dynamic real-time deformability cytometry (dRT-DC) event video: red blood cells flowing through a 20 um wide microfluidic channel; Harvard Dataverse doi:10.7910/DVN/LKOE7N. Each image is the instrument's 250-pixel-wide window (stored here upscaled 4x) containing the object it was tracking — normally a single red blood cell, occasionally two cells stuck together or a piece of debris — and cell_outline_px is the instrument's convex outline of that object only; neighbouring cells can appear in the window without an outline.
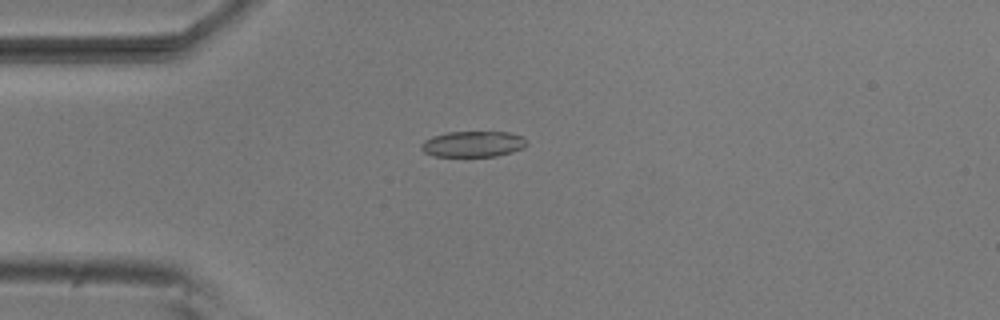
{"species": "common noctule bat (a hibernating species)", "species_latin": "Nyctalus noctula", "temperature_condition": "room temperature", "stored_images_in_passage": 7, "camera_frame_rate_fps": 3000, "um_per_image_px": 0.085, "animal": {"sex": "male", "body_mass_g": 20.5, "forearm_length_mm": 52.5}, "frame": {"image": 1, "passage_image": 4, "time_ms": 1.0, "image_size_px": [1000, 320], "cell_outline_px": [[528, 144], [524, 148], [512, 152], [496, 156], [432, 156], [424, 152], [420, 148], [420, 144], [424, 140], [432, 136], [448, 132], [508, 132], [524, 136], [528, 140]], "centroid_in_image_um": [40.23, 12.24], "position_along_channel_um": 44.8, "area_um2": 16.13}}
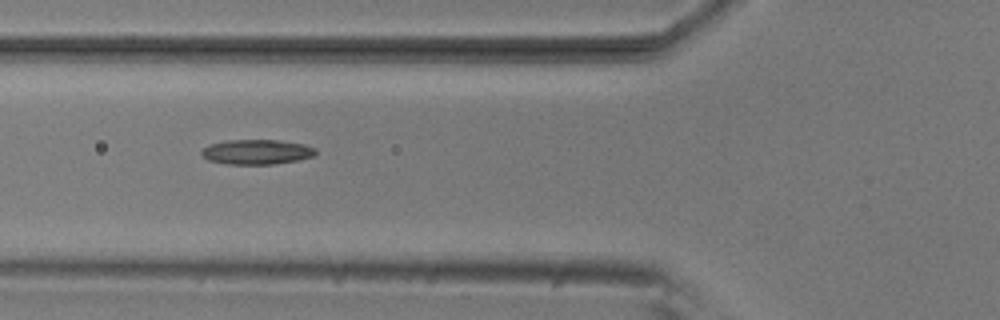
{"frame": {"image": 2, "passage_image": 6, "time_ms": 1.667, "image_size_px": [1000, 320], "cell_outline_px": [[316, 152], [312, 156], [296, 160], [272, 164], [228, 164], [208, 160], [200, 152], [208, 144], [228, 140], [280, 140], [304, 144], [316, 148]], "centroid_in_image_um": [21.81, 12.9], "position_along_channel_um": 104.0, "area_um2": 16.42}}
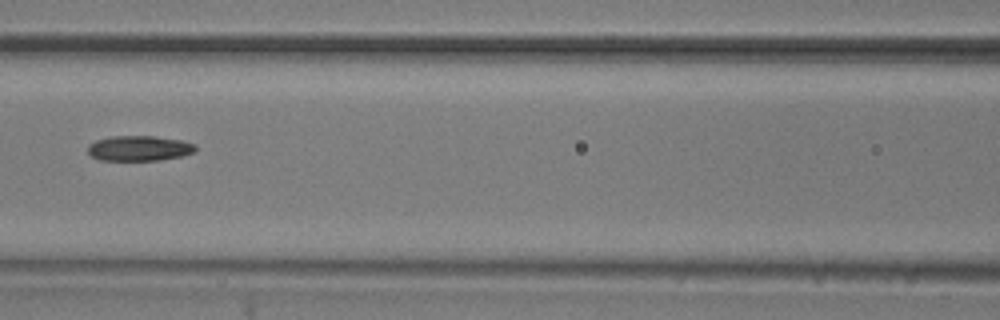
{"frame": {"image": 3, "passage_image": 7, "time_ms": 2.0, "image_size_px": [1000, 320], "cell_outline_px": [[196, 152], [180, 156], [160, 160], [100, 160], [92, 156], [88, 152], [88, 144], [96, 140], [112, 136], [156, 136], [180, 140], [196, 144]], "centroid_in_image_um": [11.84, 12.6], "position_along_channel_um": 154.8, "area_um2": 15.84}}